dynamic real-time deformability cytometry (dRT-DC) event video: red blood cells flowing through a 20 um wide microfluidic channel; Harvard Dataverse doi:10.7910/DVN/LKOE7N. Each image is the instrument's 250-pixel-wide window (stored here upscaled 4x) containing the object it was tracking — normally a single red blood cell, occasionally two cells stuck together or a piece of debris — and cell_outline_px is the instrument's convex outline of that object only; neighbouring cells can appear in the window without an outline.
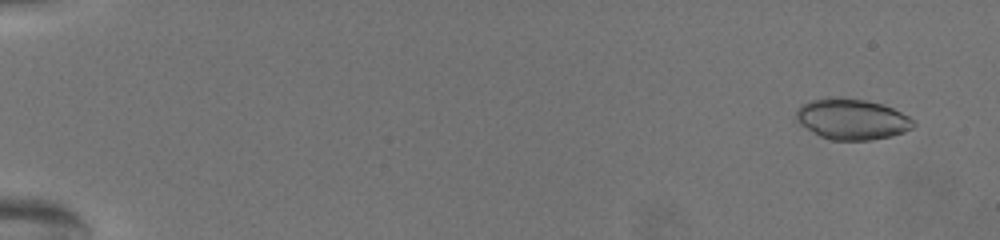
{"species": "common noctule bat (a hibernating species)", "species_latin": "Nyctalus noctula", "temperature_condition": "warm", "stored_images_in_passage": 70, "camera_frame_rate_fps": 3000, "um_per_image_px": 0.085, "animal": {"sex": "female", "body_mass_g": 19.5, "forearm_length_mm": 54.1}, "frame": {"image": 1, "passage_image": 5, "time_ms": 1.333, "image_size_px": [1000, 240], "cell_outline_px": [[916, 124], [912, 128], [904, 132], [892, 136], [872, 140], [828, 140], [820, 136], [800, 124], [796, 120], [796, 108], [812, 100], [864, 100], [884, 104], [908, 116]], "centroid_in_image_um": [72.45, 10.18], "position_along_channel_um": 12.6, "area_um2": 27.17}}